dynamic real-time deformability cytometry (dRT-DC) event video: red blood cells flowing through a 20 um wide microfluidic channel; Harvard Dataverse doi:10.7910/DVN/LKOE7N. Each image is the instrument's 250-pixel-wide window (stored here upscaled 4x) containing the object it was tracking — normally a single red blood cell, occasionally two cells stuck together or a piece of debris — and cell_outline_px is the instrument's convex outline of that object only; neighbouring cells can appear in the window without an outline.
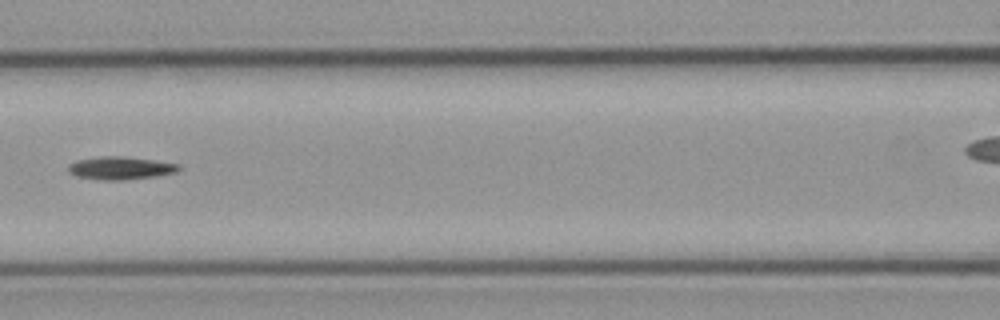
{"species": "common noctule bat (a hibernating species)", "species_latin": "Nyctalus noctula", "temperature_condition": "cold", "stored_images_in_passage": 5, "segment_of_instrument_passage": [1, 2], "camera_frame_rate_fps": 3000, "um_per_image_px": 0.085, "animal": {"sex": "male", "body_mass_g": 23.1, "forearm_length_mm": 52.7}, "frame": {"image": 1, "passage_image": 4, "time_ms": 3.333, "image_size_px": [1000, 320], "cell_outline_px": [[180, 168], [176, 172], [156, 176], [124, 180], [100, 180], [76, 176], [68, 172], [68, 164], [76, 160], [100, 156], [120, 156], [152, 160], [180, 164]], "centroid_in_image_um": [10.2, 14.29], "position_along_channel_um": 156.4, "area_um2": 14.74}}